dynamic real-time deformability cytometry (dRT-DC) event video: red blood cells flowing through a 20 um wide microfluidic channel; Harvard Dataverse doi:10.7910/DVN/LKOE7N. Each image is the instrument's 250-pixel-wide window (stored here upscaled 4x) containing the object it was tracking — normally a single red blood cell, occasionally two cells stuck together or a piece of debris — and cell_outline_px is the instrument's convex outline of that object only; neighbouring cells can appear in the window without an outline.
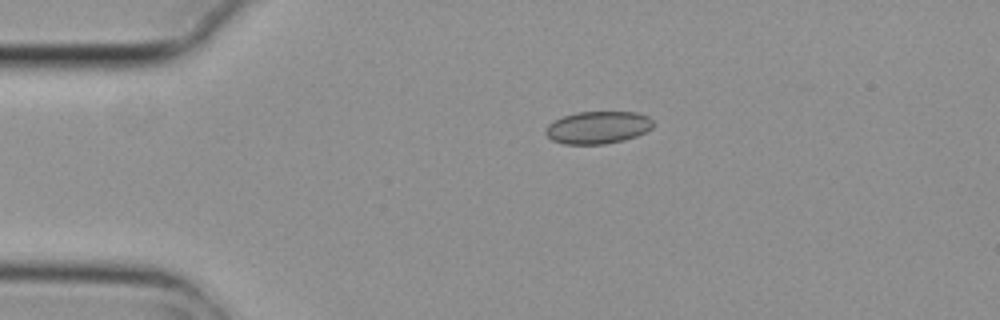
{"species": "common noctule bat (a hibernating species)", "species_latin": "Nyctalus noctula", "temperature_condition": "cold", "stored_images_in_passage": 2, "camera_frame_rate_fps": 3000, "um_per_image_px": 0.085, "animal": {"sex": "female", "body_mass_g": 29.2, "forearm_length_mm": 56.3}, "frame": {"image": 1, "passage_image": 2, "time_ms": 0.333, "image_size_px": [1000, 320], "cell_outline_px": [[652, 128], [636, 136], [624, 140], [604, 144], [564, 144], [552, 140], [544, 132], [548, 124], [564, 116], [576, 112], [636, 112], [648, 116], [652, 120]], "centroid_in_image_um": [50.81, 10.83], "position_along_channel_um": 34.2, "area_um2": 20.23}}